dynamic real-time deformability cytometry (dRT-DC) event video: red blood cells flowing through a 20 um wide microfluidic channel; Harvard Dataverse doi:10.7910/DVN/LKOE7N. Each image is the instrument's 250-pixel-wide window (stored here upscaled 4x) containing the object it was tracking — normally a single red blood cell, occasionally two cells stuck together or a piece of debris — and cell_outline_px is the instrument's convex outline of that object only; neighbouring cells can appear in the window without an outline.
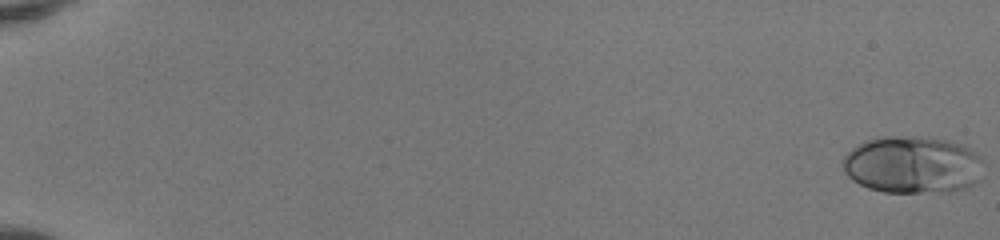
{"species": "human", "species_latin": "Homo sapiens", "temperature_condition": "room temperature", "stored_images_in_passage": 52, "camera_frame_rate_fps": 3000, "um_per_image_px": 0.085, "donor": {"sex": "female"}, "frame": {"image": 1, "passage_image": 1, "time_ms": 0.0, "image_size_px": [1000, 240], "cell_outline_px": [[984, 160], [980, 180], [968, 188], [952, 192], [884, 192], [868, 188], [852, 180], [844, 172], [844, 156], [852, 148], [864, 140], [884, 136], [920, 136], [948, 140], [964, 144], [976, 152]], "centroid_in_image_um": [77.62, 14.0], "position_along_channel_um": 7.4, "area_um2": 47.8}}
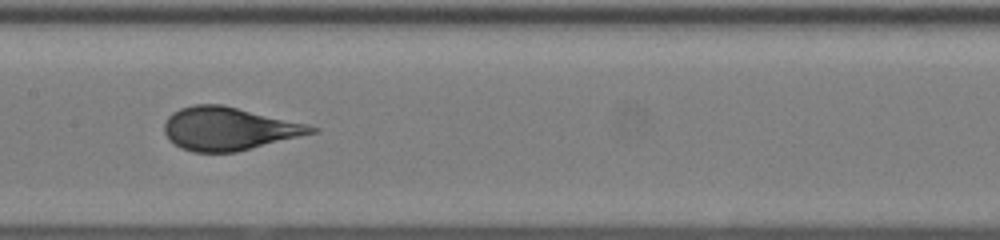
{"frame": {"image": 2, "passage_image": 29, "time_ms": 9.333, "image_size_px": [1000, 240], "cell_outline_px": [[320, 132], [236, 152], [192, 152], [180, 148], [168, 140], [164, 132], [164, 124], [168, 116], [172, 112], [180, 108], [196, 104], [220, 104], [308, 124], [320, 128]], "centroid_in_image_um": [19.45, 10.95], "position_along_channel_um": 187.9, "area_um2": 37.11}}
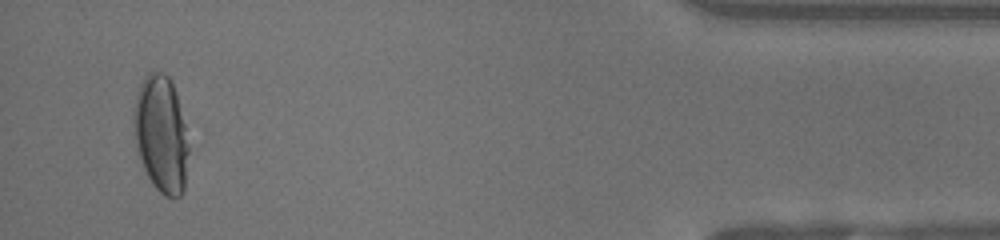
{"frame": {"image": 3, "passage_image": 50, "time_ms": 16.333, "image_size_px": [1000, 240], "cell_outline_px": [[188, 152], [184, 188], [180, 196], [164, 196], [152, 184], [140, 160], [136, 144], [132, 120], [132, 108], [140, 84], [144, 76], [148, 72], [164, 72], [168, 76], [176, 92], [184, 124], [188, 144]], "centroid_in_image_um": [13.66, 11.37], "position_along_channel_um": 421.5, "area_um2": 37.28}, "authors_computed_cell_mechanics": {"area_um2": 37.8879, "velocity_mm_per_s": 4.1678, "shape_relaxation_time_tau1_ms": 4.1015, "shape_relaxation_time_tau2_ms": null, "deformation_change_tau1": 0.2121, "deformation_change_tau2": null}}